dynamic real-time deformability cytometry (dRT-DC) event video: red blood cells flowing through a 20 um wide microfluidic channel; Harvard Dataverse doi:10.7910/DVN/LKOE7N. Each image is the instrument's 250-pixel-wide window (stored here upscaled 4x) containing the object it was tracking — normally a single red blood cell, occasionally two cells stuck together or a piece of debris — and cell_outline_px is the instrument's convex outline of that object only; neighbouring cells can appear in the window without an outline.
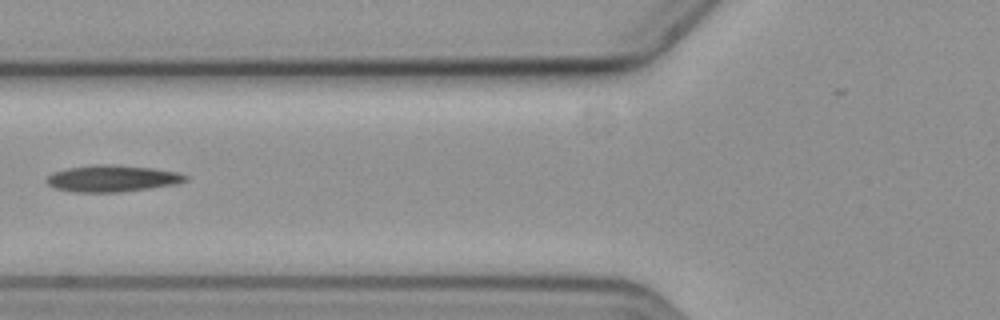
{"species": "common noctule bat (a hibernating species)", "species_latin": "Nyctalus noctula", "temperature_condition": "cold", "stored_images_in_passage": 9, "camera_frame_rate_fps": 3000, "um_per_image_px": 0.085, "animal": {"sex": "female", "body_mass_g": 19.3, "forearm_length_mm": 54.1}, "frame": {"image": 1, "passage_image": 6, "time_ms": 7.0, "image_size_px": [1000, 320], "cell_outline_px": [[188, 180], [176, 184], [120, 192], [76, 192], [56, 188], [48, 184], [44, 180], [52, 172], [68, 168], [92, 164], [116, 164], [152, 168], [176, 172], [188, 176]], "centroid_in_image_um": [9.52, 15.16], "position_along_channel_um": 116.3, "area_um2": 21.56}}
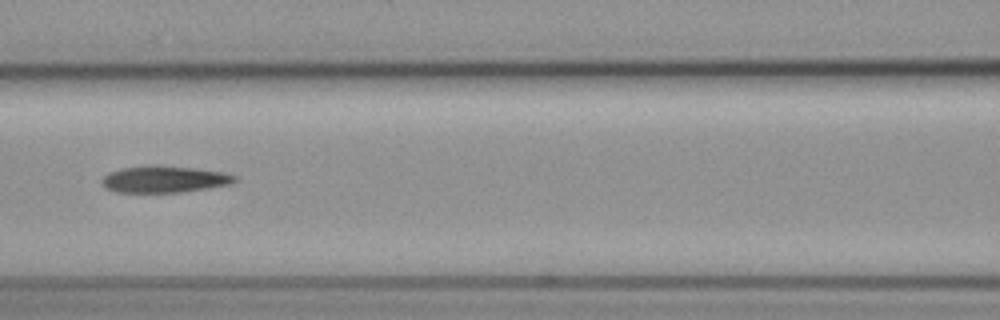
{"frame": {"image": 2, "passage_image": 7, "time_ms": 8.0, "image_size_px": [1000, 320], "cell_outline_px": [[236, 180], [232, 184], [208, 188], [180, 192], [116, 192], [104, 188], [100, 184], [100, 180], [104, 176], [112, 172], [124, 168], [148, 164], [156, 164], [196, 168], [224, 172], [236, 176]], "centroid_in_image_um": [13.95, 15.22], "position_along_channel_um": 152.6, "area_um2": 20.92}}
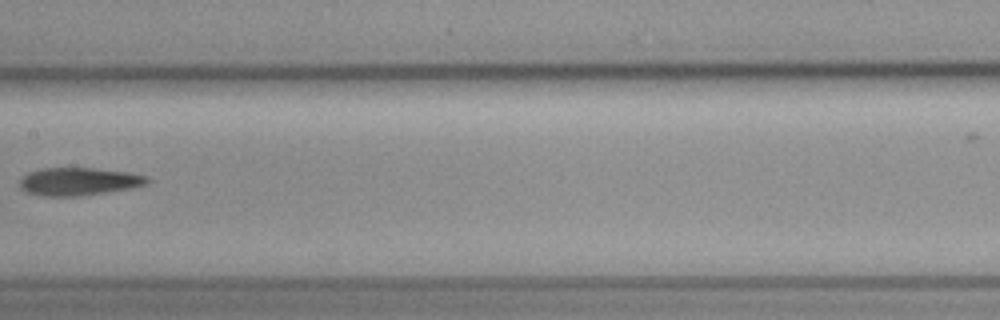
{"frame": {"image": 3, "passage_image": 8, "time_ms": 9.333, "image_size_px": [1000, 320], "cell_outline_px": [[152, 180], [148, 184], [128, 188], [80, 196], [40, 196], [28, 192], [20, 188], [20, 180], [28, 172], [44, 168], [96, 168], [128, 172], [148, 176]], "centroid_in_image_um": [6.71, 15.42], "position_along_channel_um": 200.7, "area_um2": 20.63}}